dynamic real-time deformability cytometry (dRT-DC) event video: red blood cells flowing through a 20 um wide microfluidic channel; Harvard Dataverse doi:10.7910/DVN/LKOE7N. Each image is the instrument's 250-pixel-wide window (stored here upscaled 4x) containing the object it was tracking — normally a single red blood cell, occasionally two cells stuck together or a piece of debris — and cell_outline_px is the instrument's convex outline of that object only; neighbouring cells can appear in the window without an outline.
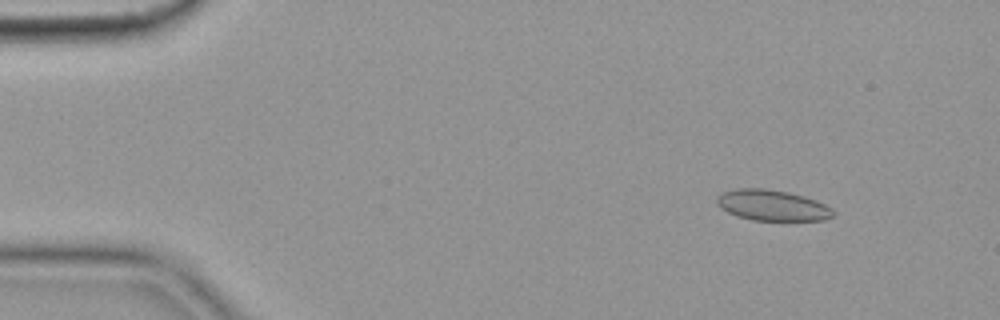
{"species": "common noctule bat (a hibernating species)", "species_latin": "Nyctalus noctula", "temperature_condition": "cold", "stored_images_in_passage": 50, "camera_frame_rate_fps": 3000, "um_per_image_px": 0.085, "animal": {"sex": "female", "body_mass_g": 19.9}, "frame": {"image": 1, "passage_image": 1, "time_ms": 0.0, "image_size_px": [1000, 320], "cell_outline_px": [[836, 216], [824, 220], [752, 220], [736, 216], [720, 208], [716, 204], [716, 196], [720, 192], [740, 188], [764, 188], [788, 192], [804, 196], [816, 200], [832, 208], [836, 212]], "centroid_in_image_um": [65.64, 17.45], "position_along_channel_um": 19.4, "area_um2": 21.15}}
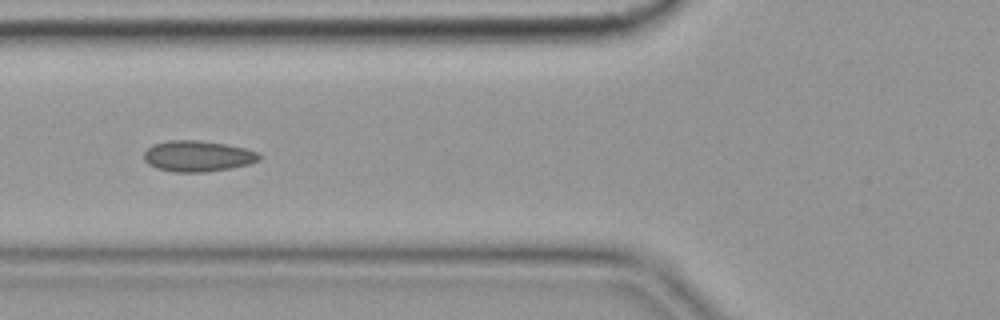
{"frame": {"image": 2, "passage_image": 16, "time_ms": 5.0, "image_size_px": [1000, 320], "cell_outline_px": [[260, 160], [248, 164], [232, 168], [208, 172], [172, 172], [156, 168], [148, 164], [144, 160], [144, 152], [152, 144], [168, 140], [200, 140], [224, 144], [244, 148], [256, 152], [260, 156]], "centroid_in_image_um": [16.76, 13.27], "position_along_channel_um": 109.0, "area_um2": 20.87}}
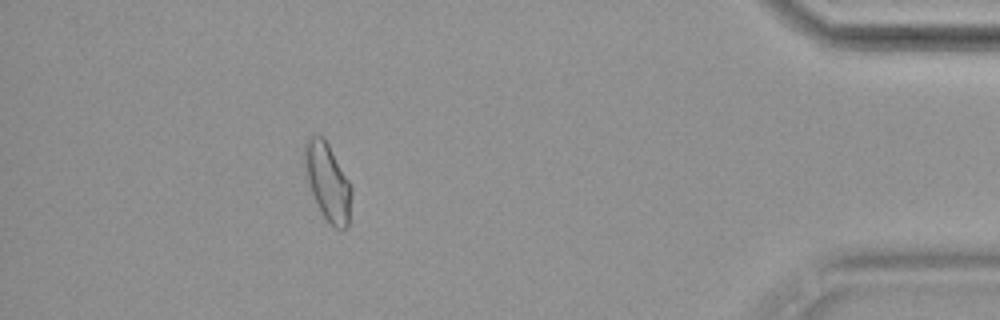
{"frame": {"image": 3, "passage_image": 45, "time_ms": 14.667, "image_size_px": [1000, 320], "cell_outline_px": [[352, 192], [348, 228], [336, 228], [324, 216], [312, 192], [304, 168], [304, 140], [312, 136], [320, 136], [328, 144], [348, 180], [352, 188]], "centroid_in_image_um": [27.85, 15.44], "position_along_channel_um": 407.3, "area_um2": 20.52}, "authors_computed_cell_mechanics": {"area_um2": 20.2589, "velocity_mm_per_s": 3.5941, "shape_relaxation_time_tau1_ms": null, "shape_relaxation_time_tau2_ms": 1.5415, "deformation_change_tau1": null, "deformation_change_tau2": 0.0776}}